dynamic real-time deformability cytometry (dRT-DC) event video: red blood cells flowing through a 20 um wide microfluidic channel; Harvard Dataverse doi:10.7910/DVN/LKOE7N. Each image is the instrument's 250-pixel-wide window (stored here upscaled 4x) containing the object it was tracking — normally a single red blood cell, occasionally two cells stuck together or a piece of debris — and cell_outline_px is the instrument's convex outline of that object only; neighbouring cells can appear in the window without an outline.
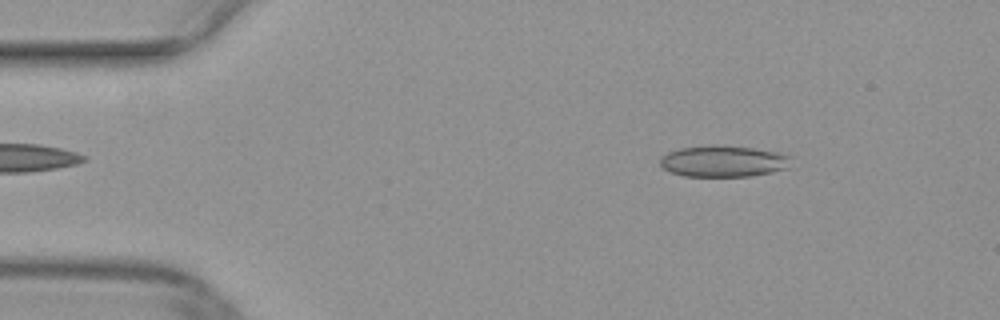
{"species": "common noctule bat (a hibernating species)", "species_latin": "Nyctalus noctula", "temperature_condition": "warm", "stored_images_in_passage": 46, "camera_frame_rate_fps": 3000, "um_per_image_px": 0.085, "animal": {"sex": "female", "body_mass_g": 29.2, "forearm_length_mm": 56.3}, "frame": {"image": 1, "passage_image": 3, "time_ms": 0.667, "image_size_px": [1000, 320], "cell_outline_px": [[792, 168], [772, 172], [748, 176], [684, 176], [668, 172], [660, 164], [660, 156], [668, 152], [680, 148], [708, 144], [724, 144], [752, 148], [776, 152], [792, 156]], "centroid_in_image_um": [61.51, 13.69], "position_along_channel_um": 23.5, "area_um2": 24.51}}
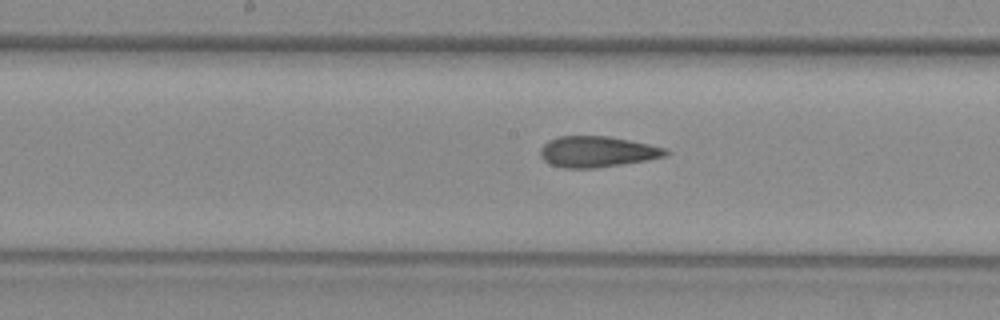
{"frame": {"image": 2, "passage_image": 21, "time_ms": 6.667, "image_size_px": [1000, 320], "cell_outline_px": [[672, 152], [668, 156], [648, 160], [596, 168], [564, 168], [552, 164], [544, 160], [540, 156], [540, 148], [548, 140], [556, 136], [608, 136], [668, 148]], "centroid_in_image_um": [50.8, 12.89], "position_along_channel_um": 197.4, "area_um2": 22.77}}
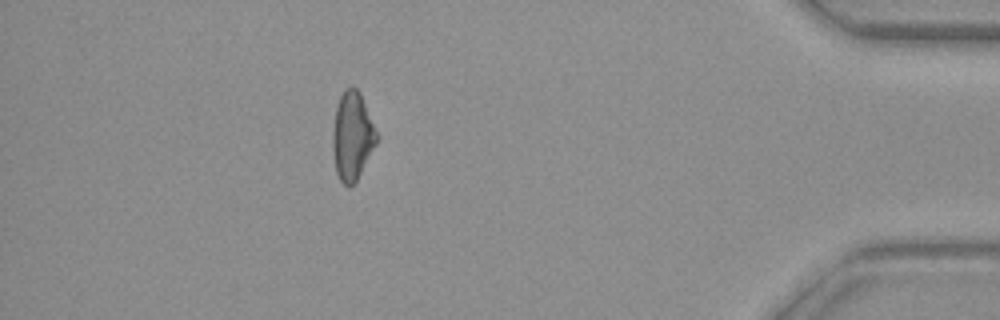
{"frame": {"image": 3, "passage_image": 40, "time_ms": 13.0, "image_size_px": [1000, 320], "cell_outline_px": [[380, 136], [376, 144], [356, 180], [348, 188], [340, 180], [336, 172], [332, 152], [332, 132], [336, 108], [340, 96], [344, 88], [352, 84], [360, 92]], "centroid_in_image_um": [29.95, 11.52], "position_along_channel_um": 405.3, "area_um2": 22.89}}